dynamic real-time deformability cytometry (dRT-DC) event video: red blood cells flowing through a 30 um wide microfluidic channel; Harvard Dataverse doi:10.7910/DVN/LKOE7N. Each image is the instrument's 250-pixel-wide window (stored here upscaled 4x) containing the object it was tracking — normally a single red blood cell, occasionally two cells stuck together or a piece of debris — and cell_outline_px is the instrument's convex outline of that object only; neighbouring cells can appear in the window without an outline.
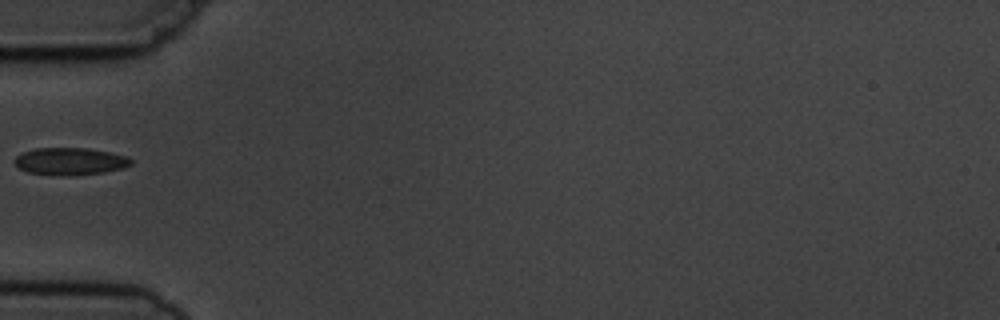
{"species": "common noctule bat (a hibernating species)", "species_latin": "Nyctalus noctula", "temperature_condition": "cold", "stored_images_in_passage": 2, "camera_frame_rate_fps": 3000, "um_per_image_px": 0.085, "animal": {"sex": "male", "body_mass_g": 19.5, "forearm_length_mm": 54.6}, "frame": {"image": 1, "passage_image": 1, "time_ms": 0.0, "image_size_px": [1000, 320], "cell_outline_px": [[132, 164], [120, 168], [104, 172], [28, 172], [20, 168], [12, 160], [16, 156], [24, 152], [36, 148], [84, 148], [108, 152], [124, 156], [132, 160]], "centroid_in_image_um": [5.93, 13.64], "position_along_channel_um": 79.1, "area_um2": 17.05}}
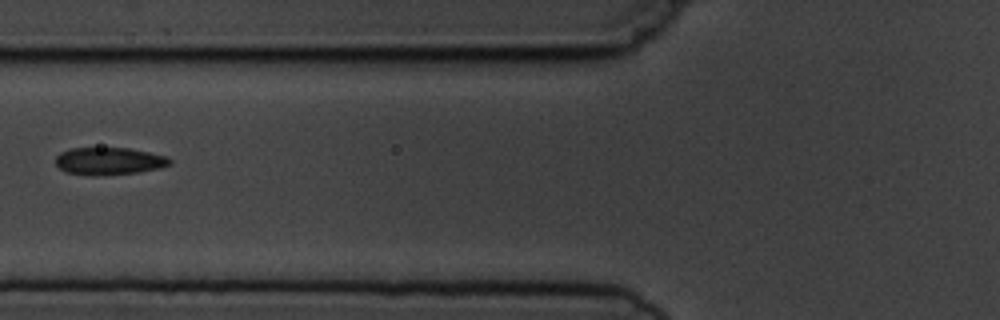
{"frame": {"image": 2, "passage_image": 2, "time_ms": 1.0, "image_size_px": [1000, 320], "cell_outline_px": [[172, 164], [160, 168], [136, 172], [96, 176], [88, 176], [64, 172], [56, 164], [56, 156], [60, 152], [72, 148], [128, 148], [148, 152], [164, 156], [172, 160]], "centroid_in_image_um": [9.23, 13.7], "position_along_channel_um": 116.6, "area_um2": 18.26}}